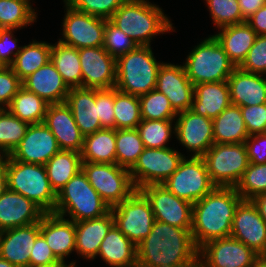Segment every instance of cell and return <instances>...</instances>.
<instances>
[{
    "mask_svg": "<svg viewBox=\"0 0 266 267\" xmlns=\"http://www.w3.org/2000/svg\"><path fill=\"white\" fill-rule=\"evenodd\" d=\"M139 267H198L199 249L191 230L155 221L137 246Z\"/></svg>",
    "mask_w": 266,
    "mask_h": 267,
    "instance_id": "obj_1",
    "label": "cell"
},
{
    "mask_svg": "<svg viewBox=\"0 0 266 267\" xmlns=\"http://www.w3.org/2000/svg\"><path fill=\"white\" fill-rule=\"evenodd\" d=\"M242 200L235 187H215L193 204L191 233L198 249L231 235L235 210Z\"/></svg>",
    "mask_w": 266,
    "mask_h": 267,
    "instance_id": "obj_2",
    "label": "cell"
},
{
    "mask_svg": "<svg viewBox=\"0 0 266 267\" xmlns=\"http://www.w3.org/2000/svg\"><path fill=\"white\" fill-rule=\"evenodd\" d=\"M109 21L139 46H152L156 36L177 32L171 17L150 0H126Z\"/></svg>",
    "mask_w": 266,
    "mask_h": 267,
    "instance_id": "obj_3",
    "label": "cell"
},
{
    "mask_svg": "<svg viewBox=\"0 0 266 267\" xmlns=\"http://www.w3.org/2000/svg\"><path fill=\"white\" fill-rule=\"evenodd\" d=\"M152 46H137L116 59L115 88L126 94L143 95L156 89L159 68Z\"/></svg>",
    "mask_w": 266,
    "mask_h": 267,
    "instance_id": "obj_4",
    "label": "cell"
},
{
    "mask_svg": "<svg viewBox=\"0 0 266 267\" xmlns=\"http://www.w3.org/2000/svg\"><path fill=\"white\" fill-rule=\"evenodd\" d=\"M110 207L91 186L83 170L73 176L56 194L55 214L74 222L104 216Z\"/></svg>",
    "mask_w": 266,
    "mask_h": 267,
    "instance_id": "obj_5",
    "label": "cell"
},
{
    "mask_svg": "<svg viewBox=\"0 0 266 267\" xmlns=\"http://www.w3.org/2000/svg\"><path fill=\"white\" fill-rule=\"evenodd\" d=\"M196 44L181 62L192 84L227 81L236 67L216 38L210 34Z\"/></svg>",
    "mask_w": 266,
    "mask_h": 267,
    "instance_id": "obj_6",
    "label": "cell"
},
{
    "mask_svg": "<svg viewBox=\"0 0 266 267\" xmlns=\"http://www.w3.org/2000/svg\"><path fill=\"white\" fill-rule=\"evenodd\" d=\"M7 182L10 191L20 193L45 213H53L56 193L51 188L45 166L23 163L5 156Z\"/></svg>",
    "mask_w": 266,
    "mask_h": 267,
    "instance_id": "obj_7",
    "label": "cell"
},
{
    "mask_svg": "<svg viewBox=\"0 0 266 267\" xmlns=\"http://www.w3.org/2000/svg\"><path fill=\"white\" fill-rule=\"evenodd\" d=\"M202 157L216 187H236L250 164L245 143H214Z\"/></svg>",
    "mask_w": 266,
    "mask_h": 267,
    "instance_id": "obj_8",
    "label": "cell"
},
{
    "mask_svg": "<svg viewBox=\"0 0 266 267\" xmlns=\"http://www.w3.org/2000/svg\"><path fill=\"white\" fill-rule=\"evenodd\" d=\"M91 186L110 207L127 199L135 190L129 169L117 164L82 162Z\"/></svg>",
    "mask_w": 266,
    "mask_h": 267,
    "instance_id": "obj_9",
    "label": "cell"
},
{
    "mask_svg": "<svg viewBox=\"0 0 266 267\" xmlns=\"http://www.w3.org/2000/svg\"><path fill=\"white\" fill-rule=\"evenodd\" d=\"M178 198L192 204L210 193L212 183L203 157L184 156L177 170L162 183Z\"/></svg>",
    "mask_w": 266,
    "mask_h": 267,
    "instance_id": "obj_10",
    "label": "cell"
},
{
    "mask_svg": "<svg viewBox=\"0 0 266 267\" xmlns=\"http://www.w3.org/2000/svg\"><path fill=\"white\" fill-rule=\"evenodd\" d=\"M110 211L115 226L136 246L148 236L155 222L148 199L138 189Z\"/></svg>",
    "mask_w": 266,
    "mask_h": 267,
    "instance_id": "obj_11",
    "label": "cell"
},
{
    "mask_svg": "<svg viewBox=\"0 0 266 267\" xmlns=\"http://www.w3.org/2000/svg\"><path fill=\"white\" fill-rule=\"evenodd\" d=\"M183 153L174 147H145L129 170L135 188L139 190L146 185L162 184L177 170L184 156L188 155Z\"/></svg>",
    "mask_w": 266,
    "mask_h": 267,
    "instance_id": "obj_12",
    "label": "cell"
},
{
    "mask_svg": "<svg viewBox=\"0 0 266 267\" xmlns=\"http://www.w3.org/2000/svg\"><path fill=\"white\" fill-rule=\"evenodd\" d=\"M64 17L57 40L76 49L101 47L104 44L106 19L73 9L64 0Z\"/></svg>",
    "mask_w": 266,
    "mask_h": 267,
    "instance_id": "obj_13",
    "label": "cell"
},
{
    "mask_svg": "<svg viewBox=\"0 0 266 267\" xmlns=\"http://www.w3.org/2000/svg\"><path fill=\"white\" fill-rule=\"evenodd\" d=\"M259 255L229 236L211 240L199 248L198 267H255Z\"/></svg>",
    "mask_w": 266,
    "mask_h": 267,
    "instance_id": "obj_14",
    "label": "cell"
},
{
    "mask_svg": "<svg viewBox=\"0 0 266 267\" xmlns=\"http://www.w3.org/2000/svg\"><path fill=\"white\" fill-rule=\"evenodd\" d=\"M148 199L155 221L191 230L193 204L178 198L163 184H150L139 189Z\"/></svg>",
    "mask_w": 266,
    "mask_h": 267,
    "instance_id": "obj_15",
    "label": "cell"
},
{
    "mask_svg": "<svg viewBox=\"0 0 266 267\" xmlns=\"http://www.w3.org/2000/svg\"><path fill=\"white\" fill-rule=\"evenodd\" d=\"M175 139L186 149L188 156L202 157L214 144L211 118L196 114L191 109L177 113Z\"/></svg>",
    "mask_w": 266,
    "mask_h": 267,
    "instance_id": "obj_16",
    "label": "cell"
},
{
    "mask_svg": "<svg viewBox=\"0 0 266 267\" xmlns=\"http://www.w3.org/2000/svg\"><path fill=\"white\" fill-rule=\"evenodd\" d=\"M82 70V87L111 89L116 85V59L104 48L79 49Z\"/></svg>",
    "mask_w": 266,
    "mask_h": 267,
    "instance_id": "obj_17",
    "label": "cell"
},
{
    "mask_svg": "<svg viewBox=\"0 0 266 267\" xmlns=\"http://www.w3.org/2000/svg\"><path fill=\"white\" fill-rule=\"evenodd\" d=\"M230 236L259 256L266 255V222L251 200H242L236 207Z\"/></svg>",
    "mask_w": 266,
    "mask_h": 267,
    "instance_id": "obj_18",
    "label": "cell"
},
{
    "mask_svg": "<svg viewBox=\"0 0 266 267\" xmlns=\"http://www.w3.org/2000/svg\"><path fill=\"white\" fill-rule=\"evenodd\" d=\"M156 89L166 95L176 113L192 108L194 85L183 63L163 62L158 71Z\"/></svg>",
    "mask_w": 266,
    "mask_h": 267,
    "instance_id": "obj_19",
    "label": "cell"
},
{
    "mask_svg": "<svg viewBox=\"0 0 266 267\" xmlns=\"http://www.w3.org/2000/svg\"><path fill=\"white\" fill-rule=\"evenodd\" d=\"M59 151L55 136L43 122L30 124L19 145L8 156L23 163L45 165Z\"/></svg>",
    "mask_w": 266,
    "mask_h": 267,
    "instance_id": "obj_20",
    "label": "cell"
},
{
    "mask_svg": "<svg viewBox=\"0 0 266 267\" xmlns=\"http://www.w3.org/2000/svg\"><path fill=\"white\" fill-rule=\"evenodd\" d=\"M40 234L45 238L55 257L65 265L77 264L68 261L75 253V222L55 213H45L40 220ZM67 260V261H66Z\"/></svg>",
    "mask_w": 266,
    "mask_h": 267,
    "instance_id": "obj_21",
    "label": "cell"
},
{
    "mask_svg": "<svg viewBox=\"0 0 266 267\" xmlns=\"http://www.w3.org/2000/svg\"><path fill=\"white\" fill-rule=\"evenodd\" d=\"M44 124L55 136L60 150L81 152L84 136L75 122L70 107L65 102L48 105Z\"/></svg>",
    "mask_w": 266,
    "mask_h": 267,
    "instance_id": "obj_22",
    "label": "cell"
},
{
    "mask_svg": "<svg viewBox=\"0 0 266 267\" xmlns=\"http://www.w3.org/2000/svg\"><path fill=\"white\" fill-rule=\"evenodd\" d=\"M40 235V222L0 232V257L15 267H29L36 238Z\"/></svg>",
    "mask_w": 266,
    "mask_h": 267,
    "instance_id": "obj_23",
    "label": "cell"
},
{
    "mask_svg": "<svg viewBox=\"0 0 266 267\" xmlns=\"http://www.w3.org/2000/svg\"><path fill=\"white\" fill-rule=\"evenodd\" d=\"M44 214L34 202L7 189L0 197V232L40 222Z\"/></svg>",
    "mask_w": 266,
    "mask_h": 267,
    "instance_id": "obj_24",
    "label": "cell"
},
{
    "mask_svg": "<svg viewBox=\"0 0 266 267\" xmlns=\"http://www.w3.org/2000/svg\"><path fill=\"white\" fill-rule=\"evenodd\" d=\"M113 225L111 211L99 218L75 222V255L88 262L96 260L101 242Z\"/></svg>",
    "mask_w": 266,
    "mask_h": 267,
    "instance_id": "obj_25",
    "label": "cell"
},
{
    "mask_svg": "<svg viewBox=\"0 0 266 267\" xmlns=\"http://www.w3.org/2000/svg\"><path fill=\"white\" fill-rule=\"evenodd\" d=\"M22 85L48 104L64 103L70 90L51 60L26 77Z\"/></svg>",
    "mask_w": 266,
    "mask_h": 267,
    "instance_id": "obj_26",
    "label": "cell"
},
{
    "mask_svg": "<svg viewBox=\"0 0 266 267\" xmlns=\"http://www.w3.org/2000/svg\"><path fill=\"white\" fill-rule=\"evenodd\" d=\"M231 104L239 107L266 103V75L236 67L227 79Z\"/></svg>",
    "mask_w": 266,
    "mask_h": 267,
    "instance_id": "obj_27",
    "label": "cell"
},
{
    "mask_svg": "<svg viewBox=\"0 0 266 267\" xmlns=\"http://www.w3.org/2000/svg\"><path fill=\"white\" fill-rule=\"evenodd\" d=\"M65 103L70 107L75 122L83 136L102 129L96 106V89L70 88Z\"/></svg>",
    "mask_w": 266,
    "mask_h": 267,
    "instance_id": "obj_28",
    "label": "cell"
},
{
    "mask_svg": "<svg viewBox=\"0 0 266 267\" xmlns=\"http://www.w3.org/2000/svg\"><path fill=\"white\" fill-rule=\"evenodd\" d=\"M230 105V90L227 81L194 85L191 110L196 114L214 119Z\"/></svg>",
    "mask_w": 266,
    "mask_h": 267,
    "instance_id": "obj_29",
    "label": "cell"
},
{
    "mask_svg": "<svg viewBox=\"0 0 266 267\" xmlns=\"http://www.w3.org/2000/svg\"><path fill=\"white\" fill-rule=\"evenodd\" d=\"M213 36L227 53L229 60L235 67H239L258 35L247 22H244L221 27L217 29V32L215 31Z\"/></svg>",
    "mask_w": 266,
    "mask_h": 267,
    "instance_id": "obj_30",
    "label": "cell"
},
{
    "mask_svg": "<svg viewBox=\"0 0 266 267\" xmlns=\"http://www.w3.org/2000/svg\"><path fill=\"white\" fill-rule=\"evenodd\" d=\"M97 257L108 267L137 266V250L134 245L115 224L101 242Z\"/></svg>",
    "mask_w": 266,
    "mask_h": 267,
    "instance_id": "obj_31",
    "label": "cell"
},
{
    "mask_svg": "<svg viewBox=\"0 0 266 267\" xmlns=\"http://www.w3.org/2000/svg\"><path fill=\"white\" fill-rule=\"evenodd\" d=\"M214 143H245L249 137L239 106H228L219 116L212 119Z\"/></svg>",
    "mask_w": 266,
    "mask_h": 267,
    "instance_id": "obj_32",
    "label": "cell"
},
{
    "mask_svg": "<svg viewBox=\"0 0 266 267\" xmlns=\"http://www.w3.org/2000/svg\"><path fill=\"white\" fill-rule=\"evenodd\" d=\"M116 130L102 128L84 136L82 162L116 164Z\"/></svg>",
    "mask_w": 266,
    "mask_h": 267,
    "instance_id": "obj_33",
    "label": "cell"
},
{
    "mask_svg": "<svg viewBox=\"0 0 266 267\" xmlns=\"http://www.w3.org/2000/svg\"><path fill=\"white\" fill-rule=\"evenodd\" d=\"M51 49L52 42L32 39L28 44L22 45L21 51L15 56L10 67L23 81L51 60Z\"/></svg>",
    "mask_w": 266,
    "mask_h": 267,
    "instance_id": "obj_34",
    "label": "cell"
},
{
    "mask_svg": "<svg viewBox=\"0 0 266 267\" xmlns=\"http://www.w3.org/2000/svg\"><path fill=\"white\" fill-rule=\"evenodd\" d=\"M44 166L50 186L57 194L73 176L82 170L81 153L60 150Z\"/></svg>",
    "mask_w": 266,
    "mask_h": 267,
    "instance_id": "obj_35",
    "label": "cell"
},
{
    "mask_svg": "<svg viewBox=\"0 0 266 267\" xmlns=\"http://www.w3.org/2000/svg\"><path fill=\"white\" fill-rule=\"evenodd\" d=\"M51 61L69 88L82 87L79 49L59 41L52 43Z\"/></svg>",
    "mask_w": 266,
    "mask_h": 267,
    "instance_id": "obj_36",
    "label": "cell"
},
{
    "mask_svg": "<svg viewBox=\"0 0 266 267\" xmlns=\"http://www.w3.org/2000/svg\"><path fill=\"white\" fill-rule=\"evenodd\" d=\"M34 0H0V27L23 30L34 25L38 18Z\"/></svg>",
    "mask_w": 266,
    "mask_h": 267,
    "instance_id": "obj_37",
    "label": "cell"
},
{
    "mask_svg": "<svg viewBox=\"0 0 266 267\" xmlns=\"http://www.w3.org/2000/svg\"><path fill=\"white\" fill-rule=\"evenodd\" d=\"M48 105L38 95L22 87L6 109L22 121L38 124L44 122Z\"/></svg>",
    "mask_w": 266,
    "mask_h": 267,
    "instance_id": "obj_38",
    "label": "cell"
},
{
    "mask_svg": "<svg viewBox=\"0 0 266 267\" xmlns=\"http://www.w3.org/2000/svg\"><path fill=\"white\" fill-rule=\"evenodd\" d=\"M136 129L146 148L171 147L169 144L175 138V120L142 119Z\"/></svg>",
    "mask_w": 266,
    "mask_h": 267,
    "instance_id": "obj_39",
    "label": "cell"
},
{
    "mask_svg": "<svg viewBox=\"0 0 266 267\" xmlns=\"http://www.w3.org/2000/svg\"><path fill=\"white\" fill-rule=\"evenodd\" d=\"M116 164L131 169L145 146L137 129L116 130Z\"/></svg>",
    "mask_w": 266,
    "mask_h": 267,
    "instance_id": "obj_40",
    "label": "cell"
},
{
    "mask_svg": "<svg viewBox=\"0 0 266 267\" xmlns=\"http://www.w3.org/2000/svg\"><path fill=\"white\" fill-rule=\"evenodd\" d=\"M115 130L136 129L142 121L139 96L114 88Z\"/></svg>",
    "mask_w": 266,
    "mask_h": 267,
    "instance_id": "obj_41",
    "label": "cell"
},
{
    "mask_svg": "<svg viewBox=\"0 0 266 267\" xmlns=\"http://www.w3.org/2000/svg\"><path fill=\"white\" fill-rule=\"evenodd\" d=\"M29 125L7 109H0V152L4 156L10 155L19 145Z\"/></svg>",
    "mask_w": 266,
    "mask_h": 267,
    "instance_id": "obj_42",
    "label": "cell"
},
{
    "mask_svg": "<svg viewBox=\"0 0 266 267\" xmlns=\"http://www.w3.org/2000/svg\"><path fill=\"white\" fill-rule=\"evenodd\" d=\"M140 110L143 120H175L177 113L171 107L169 99L157 89L140 95Z\"/></svg>",
    "mask_w": 266,
    "mask_h": 267,
    "instance_id": "obj_43",
    "label": "cell"
},
{
    "mask_svg": "<svg viewBox=\"0 0 266 267\" xmlns=\"http://www.w3.org/2000/svg\"><path fill=\"white\" fill-rule=\"evenodd\" d=\"M214 29L246 22L238 0H204Z\"/></svg>",
    "mask_w": 266,
    "mask_h": 267,
    "instance_id": "obj_44",
    "label": "cell"
},
{
    "mask_svg": "<svg viewBox=\"0 0 266 267\" xmlns=\"http://www.w3.org/2000/svg\"><path fill=\"white\" fill-rule=\"evenodd\" d=\"M243 200H252L266 192V163H250L235 187Z\"/></svg>",
    "mask_w": 266,
    "mask_h": 267,
    "instance_id": "obj_45",
    "label": "cell"
},
{
    "mask_svg": "<svg viewBox=\"0 0 266 267\" xmlns=\"http://www.w3.org/2000/svg\"><path fill=\"white\" fill-rule=\"evenodd\" d=\"M138 45L127 34L106 21L103 48L115 59L135 49Z\"/></svg>",
    "mask_w": 266,
    "mask_h": 267,
    "instance_id": "obj_46",
    "label": "cell"
},
{
    "mask_svg": "<svg viewBox=\"0 0 266 267\" xmlns=\"http://www.w3.org/2000/svg\"><path fill=\"white\" fill-rule=\"evenodd\" d=\"M73 9L109 20L126 0H64Z\"/></svg>",
    "mask_w": 266,
    "mask_h": 267,
    "instance_id": "obj_47",
    "label": "cell"
},
{
    "mask_svg": "<svg viewBox=\"0 0 266 267\" xmlns=\"http://www.w3.org/2000/svg\"><path fill=\"white\" fill-rule=\"evenodd\" d=\"M239 68L249 73L266 75V35H258Z\"/></svg>",
    "mask_w": 266,
    "mask_h": 267,
    "instance_id": "obj_48",
    "label": "cell"
},
{
    "mask_svg": "<svg viewBox=\"0 0 266 267\" xmlns=\"http://www.w3.org/2000/svg\"><path fill=\"white\" fill-rule=\"evenodd\" d=\"M96 106L101 126L115 129L114 88L96 89Z\"/></svg>",
    "mask_w": 266,
    "mask_h": 267,
    "instance_id": "obj_49",
    "label": "cell"
},
{
    "mask_svg": "<svg viewBox=\"0 0 266 267\" xmlns=\"http://www.w3.org/2000/svg\"><path fill=\"white\" fill-rule=\"evenodd\" d=\"M22 87V80L10 66L0 71V109H6Z\"/></svg>",
    "mask_w": 266,
    "mask_h": 267,
    "instance_id": "obj_50",
    "label": "cell"
},
{
    "mask_svg": "<svg viewBox=\"0 0 266 267\" xmlns=\"http://www.w3.org/2000/svg\"><path fill=\"white\" fill-rule=\"evenodd\" d=\"M240 109L249 135L266 133V103Z\"/></svg>",
    "mask_w": 266,
    "mask_h": 267,
    "instance_id": "obj_51",
    "label": "cell"
},
{
    "mask_svg": "<svg viewBox=\"0 0 266 267\" xmlns=\"http://www.w3.org/2000/svg\"><path fill=\"white\" fill-rule=\"evenodd\" d=\"M18 29L2 28L0 30V58L7 66H10L15 56L21 51L22 46L19 45V39L15 36Z\"/></svg>",
    "mask_w": 266,
    "mask_h": 267,
    "instance_id": "obj_52",
    "label": "cell"
},
{
    "mask_svg": "<svg viewBox=\"0 0 266 267\" xmlns=\"http://www.w3.org/2000/svg\"><path fill=\"white\" fill-rule=\"evenodd\" d=\"M245 145L250 163H266V133L249 135Z\"/></svg>",
    "mask_w": 266,
    "mask_h": 267,
    "instance_id": "obj_53",
    "label": "cell"
},
{
    "mask_svg": "<svg viewBox=\"0 0 266 267\" xmlns=\"http://www.w3.org/2000/svg\"><path fill=\"white\" fill-rule=\"evenodd\" d=\"M47 263H63L59 261L51 248L47 244L45 238L40 234L33 245L31 251L29 266H36Z\"/></svg>",
    "mask_w": 266,
    "mask_h": 267,
    "instance_id": "obj_54",
    "label": "cell"
},
{
    "mask_svg": "<svg viewBox=\"0 0 266 267\" xmlns=\"http://www.w3.org/2000/svg\"><path fill=\"white\" fill-rule=\"evenodd\" d=\"M257 35H266V4L246 19Z\"/></svg>",
    "mask_w": 266,
    "mask_h": 267,
    "instance_id": "obj_55",
    "label": "cell"
},
{
    "mask_svg": "<svg viewBox=\"0 0 266 267\" xmlns=\"http://www.w3.org/2000/svg\"><path fill=\"white\" fill-rule=\"evenodd\" d=\"M242 16L247 19L259 8L266 4V0H238Z\"/></svg>",
    "mask_w": 266,
    "mask_h": 267,
    "instance_id": "obj_56",
    "label": "cell"
},
{
    "mask_svg": "<svg viewBox=\"0 0 266 267\" xmlns=\"http://www.w3.org/2000/svg\"><path fill=\"white\" fill-rule=\"evenodd\" d=\"M251 201L257 207L260 216L266 222V192L257 195Z\"/></svg>",
    "mask_w": 266,
    "mask_h": 267,
    "instance_id": "obj_57",
    "label": "cell"
},
{
    "mask_svg": "<svg viewBox=\"0 0 266 267\" xmlns=\"http://www.w3.org/2000/svg\"><path fill=\"white\" fill-rule=\"evenodd\" d=\"M8 189L7 182V168L5 163V157L0 160V197Z\"/></svg>",
    "mask_w": 266,
    "mask_h": 267,
    "instance_id": "obj_58",
    "label": "cell"
},
{
    "mask_svg": "<svg viewBox=\"0 0 266 267\" xmlns=\"http://www.w3.org/2000/svg\"><path fill=\"white\" fill-rule=\"evenodd\" d=\"M64 266H65L64 263H47L29 267H64Z\"/></svg>",
    "mask_w": 266,
    "mask_h": 267,
    "instance_id": "obj_59",
    "label": "cell"
},
{
    "mask_svg": "<svg viewBox=\"0 0 266 267\" xmlns=\"http://www.w3.org/2000/svg\"><path fill=\"white\" fill-rule=\"evenodd\" d=\"M255 267H266V255L258 257Z\"/></svg>",
    "mask_w": 266,
    "mask_h": 267,
    "instance_id": "obj_60",
    "label": "cell"
},
{
    "mask_svg": "<svg viewBox=\"0 0 266 267\" xmlns=\"http://www.w3.org/2000/svg\"><path fill=\"white\" fill-rule=\"evenodd\" d=\"M0 267H15V266L10 262H8L7 260L0 257Z\"/></svg>",
    "mask_w": 266,
    "mask_h": 267,
    "instance_id": "obj_61",
    "label": "cell"
},
{
    "mask_svg": "<svg viewBox=\"0 0 266 267\" xmlns=\"http://www.w3.org/2000/svg\"><path fill=\"white\" fill-rule=\"evenodd\" d=\"M7 67V65L4 63V61L0 58V71H2L3 69H5Z\"/></svg>",
    "mask_w": 266,
    "mask_h": 267,
    "instance_id": "obj_62",
    "label": "cell"
},
{
    "mask_svg": "<svg viewBox=\"0 0 266 267\" xmlns=\"http://www.w3.org/2000/svg\"><path fill=\"white\" fill-rule=\"evenodd\" d=\"M64 267H81L80 265L78 266V264H73V265H65Z\"/></svg>",
    "mask_w": 266,
    "mask_h": 267,
    "instance_id": "obj_63",
    "label": "cell"
},
{
    "mask_svg": "<svg viewBox=\"0 0 266 267\" xmlns=\"http://www.w3.org/2000/svg\"><path fill=\"white\" fill-rule=\"evenodd\" d=\"M5 156L0 152V160L3 159Z\"/></svg>",
    "mask_w": 266,
    "mask_h": 267,
    "instance_id": "obj_64",
    "label": "cell"
}]
</instances>
